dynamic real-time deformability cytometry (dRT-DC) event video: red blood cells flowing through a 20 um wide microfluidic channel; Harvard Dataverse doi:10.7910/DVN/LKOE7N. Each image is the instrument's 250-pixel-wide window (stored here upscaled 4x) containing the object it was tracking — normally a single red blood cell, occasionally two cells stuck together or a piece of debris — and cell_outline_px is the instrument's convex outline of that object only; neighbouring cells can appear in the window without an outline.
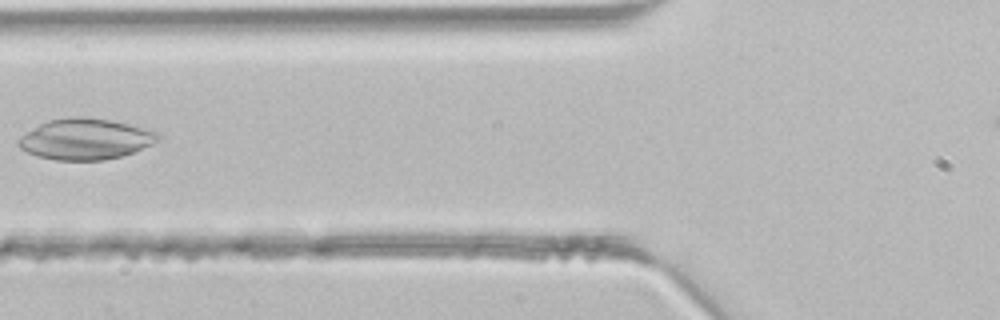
{"species": "common noctule bat (a hibernating species)", "species_latin": "Nyctalus noctula", "temperature_condition": "room temperature", "stored_images_in_passage": 3, "camera_frame_rate_fps": 3000, "um_per_image_px": 0.085, "animal": {"sex": "male", "body_mass_g": 21.5, "forearm_length_mm": 52.0}, "frame": {"image": 1, "passage_image": 3, "time_ms": 0.667, "image_size_px": [1000, 320], "cell_outline_px": [[160, 136], [152, 144], [124, 156], [104, 160], [56, 160], [36, 156], [20, 148], [16, 144], [16, 140], [20, 136], [40, 124], [48, 120], [68, 116], [80, 116], [108, 120], [128, 124], [156, 132]], "centroid_in_image_um": [7.2, 11.83], "position_along_channel_um": 118.6, "area_um2": 33.18}}